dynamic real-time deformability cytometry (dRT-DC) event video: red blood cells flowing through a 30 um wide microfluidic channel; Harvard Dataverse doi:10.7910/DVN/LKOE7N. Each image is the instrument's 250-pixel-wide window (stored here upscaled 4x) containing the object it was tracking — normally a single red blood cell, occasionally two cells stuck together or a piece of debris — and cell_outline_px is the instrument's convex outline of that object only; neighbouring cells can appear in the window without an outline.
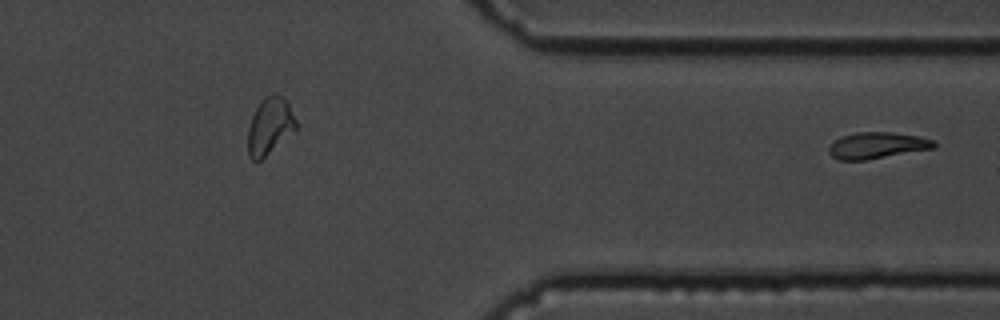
{"species": "common noctule bat (a hibernating species)", "species_latin": "Nyctalus noctula", "temperature_condition": "cold", "stored_images_in_passage": 42, "segment_of_instrument_passage": [2, 2], "camera_frame_rate_fps": 3000, "um_per_image_px": 0.085, "animal": {"sex": "male", "body_mass_g": 19.5, "forearm_length_mm": 54.6}, "frame": {"image": 1, "passage_image": 42, "time_ms": 13.667, "image_size_px": [1000, 320], "cell_outline_px": [[936, 148], [868, 160], [840, 160], [832, 156], [828, 152], [828, 148], [832, 140], [840, 136], [856, 132], [892, 132], [920, 136], [932, 140], [936, 144]], "centroid_in_image_um": [74.53, 12.36], "position_along_channel_um": 336.9, "area_um2": 16.47}}